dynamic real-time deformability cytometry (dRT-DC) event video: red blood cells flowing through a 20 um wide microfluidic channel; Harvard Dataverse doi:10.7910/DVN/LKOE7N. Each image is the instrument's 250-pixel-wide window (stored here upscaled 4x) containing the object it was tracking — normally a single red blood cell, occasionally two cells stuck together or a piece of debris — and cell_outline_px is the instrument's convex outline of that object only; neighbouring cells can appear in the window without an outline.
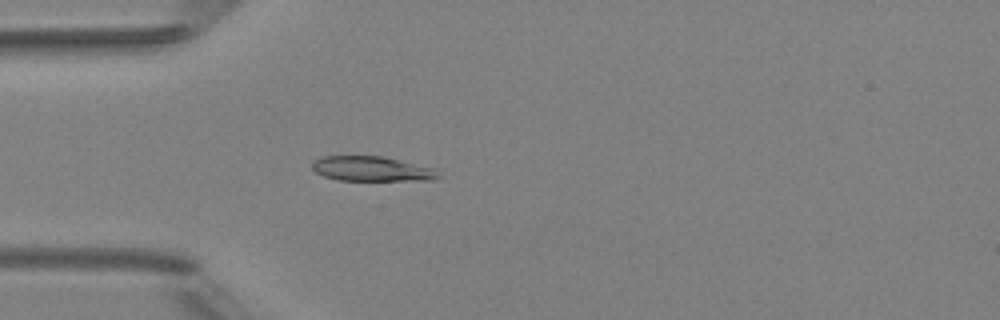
{"species": "Egyptian fruit bat (a non-hibernating species)", "species_latin": "Rousettus aegyptiacus", "temperature_condition": "room temperature", "stored_images_in_passage": 5, "camera_frame_rate_fps": 3000, "um_per_image_px": 0.085, "animal": {"sex": "female"}, "frame": {"image": 1, "passage_image": 5, "time_ms": 5.667, "image_size_px": [1000, 320], "cell_outline_px": [[440, 176], [432, 180], [336, 180], [324, 176], [316, 172], [312, 168], [312, 160], [324, 156], [384, 156], [432, 168]], "centroid_in_image_um": [31.54, 14.35], "position_along_channel_um": 53.5, "area_um2": 18.09}}